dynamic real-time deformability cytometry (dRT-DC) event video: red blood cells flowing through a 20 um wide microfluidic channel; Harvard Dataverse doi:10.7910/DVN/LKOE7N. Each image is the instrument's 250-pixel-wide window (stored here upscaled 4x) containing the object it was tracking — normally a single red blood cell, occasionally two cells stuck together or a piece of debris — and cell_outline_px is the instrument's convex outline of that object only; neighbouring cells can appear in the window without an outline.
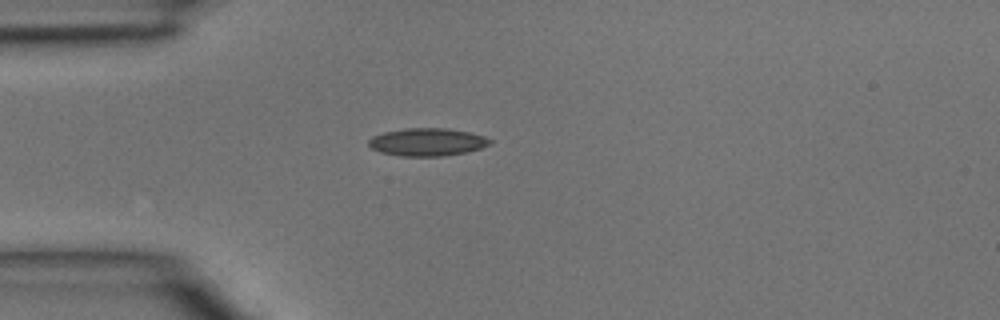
{"species": "common noctule bat (a hibernating species)", "species_latin": "Nyctalus noctula", "temperature_condition": "room temperature", "stored_images_in_passage": 3, "camera_frame_rate_fps": 3000, "um_per_image_px": 0.085, "animal": {"sex": "male", "body_mass_g": 15.6}, "frame": {"image": 1, "passage_image": 3, "time_ms": 0.667, "image_size_px": [1000, 320], "cell_outline_px": [[492, 144], [468, 152], [440, 156], [404, 156], [380, 152], [372, 148], [368, 144], [368, 140], [372, 136], [384, 132], [404, 128], [448, 128], [468, 132], [484, 136], [492, 140]], "centroid_in_image_um": [36.33, 12.07], "position_along_channel_um": 48.7, "area_um2": 19.65}}